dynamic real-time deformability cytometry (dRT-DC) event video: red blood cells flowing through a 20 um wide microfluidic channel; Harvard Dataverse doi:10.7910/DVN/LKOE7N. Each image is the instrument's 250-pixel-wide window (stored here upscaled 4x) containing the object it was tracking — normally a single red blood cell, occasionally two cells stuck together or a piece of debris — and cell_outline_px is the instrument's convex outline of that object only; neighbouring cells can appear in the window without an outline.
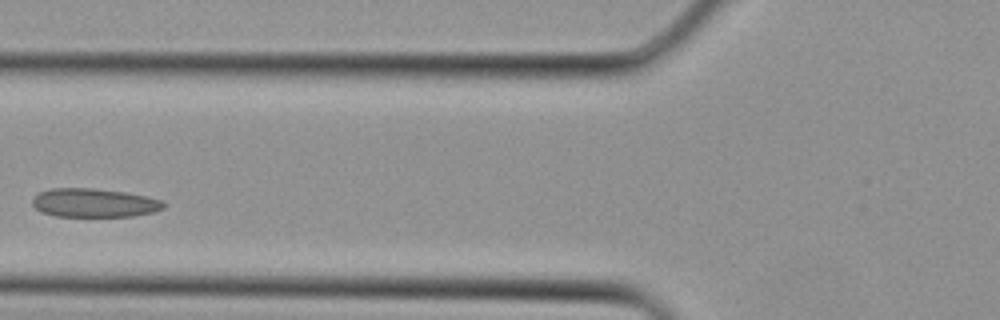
{"species": "Egyptian fruit bat (a non-hibernating species)", "species_latin": "Rousettus aegyptiacus", "temperature_condition": "cold", "stored_images_in_passage": 2, "camera_frame_rate_fps": 3000, "um_per_image_px": 0.085, "animal": {"sex": "female"}, "frame": {"image": 1, "passage_image": 2, "time_ms": 0.333, "image_size_px": [1000, 320], "cell_outline_px": [[164, 208], [152, 212], [132, 216], [56, 216], [40, 212], [32, 204], [32, 200], [40, 192], [48, 188], [92, 188], [124, 192], [148, 196], [164, 200]], "centroid_in_image_um": [8.0, 17.23], "position_along_channel_um": 117.8, "area_um2": 21.96}}